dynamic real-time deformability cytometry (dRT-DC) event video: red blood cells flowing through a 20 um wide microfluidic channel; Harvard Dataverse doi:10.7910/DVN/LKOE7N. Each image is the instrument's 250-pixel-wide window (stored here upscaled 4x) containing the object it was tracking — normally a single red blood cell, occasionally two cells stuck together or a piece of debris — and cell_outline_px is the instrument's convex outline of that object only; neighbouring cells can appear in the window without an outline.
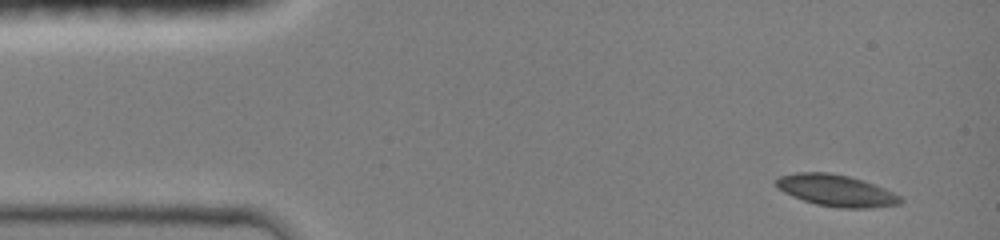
{"species": "common noctule bat (a hibernating species)", "species_latin": "Nyctalus noctula", "temperature_condition": "room temperature", "stored_images_in_passage": 5, "camera_frame_rate_fps": 3000, "um_per_image_px": 0.085, "animal": {"sex": "female", "body_mass_g": 19.0, "forearm_length_mm": 51.5}, "frame": {"image": 1, "passage_image": 1, "time_ms": 0.0, "image_size_px": [1000, 240], "cell_outline_px": [[904, 200], [900, 204], [872, 208], [836, 208], [816, 204], [792, 196], [784, 192], [776, 184], [776, 180], [780, 176], [796, 172], [828, 172], [848, 176], [884, 188], [900, 196]], "centroid_in_image_um": [71.09, 16.2], "position_along_channel_um": 13.9, "area_um2": 22.72}}
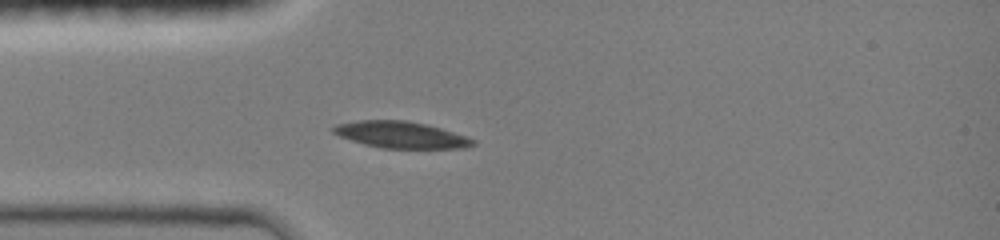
{"frame": {"image": 2, "passage_image": 4, "time_ms": 3.0, "image_size_px": [1000, 240], "cell_outline_px": [[476, 144], [464, 148], [384, 148], [364, 144], [340, 136], [332, 132], [332, 128], [336, 124], [360, 120], [404, 120], [424, 124], [440, 128], [468, 136], [476, 140]], "centroid_in_image_um": [34.11, 11.46], "position_along_channel_um": 50.9, "area_um2": 21.5}}